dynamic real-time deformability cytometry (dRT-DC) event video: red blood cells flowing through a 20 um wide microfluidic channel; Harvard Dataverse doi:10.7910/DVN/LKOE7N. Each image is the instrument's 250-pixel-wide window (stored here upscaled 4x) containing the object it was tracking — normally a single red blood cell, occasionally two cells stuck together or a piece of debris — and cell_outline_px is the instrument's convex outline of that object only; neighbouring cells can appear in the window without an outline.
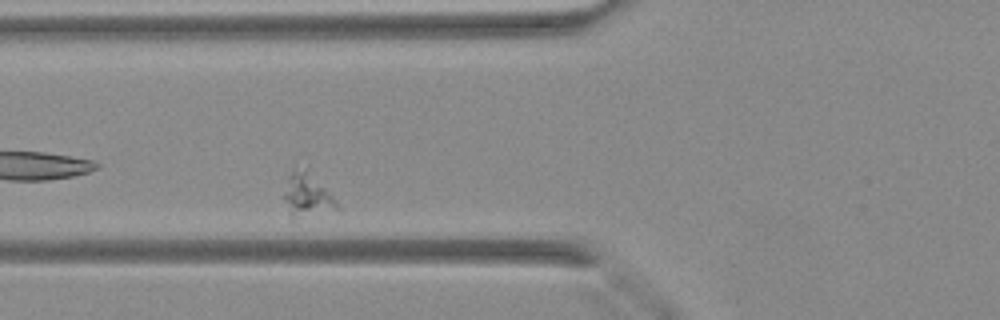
{"species": "Egyptian fruit bat (a non-hibernating species)", "species_latin": "Rousettus aegyptiacus", "temperature_condition": "warm", "stored_images_in_passage": 29, "camera_frame_rate_fps": 3000, "um_per_image_px": 0.085, "animal": {"sex": "female"}, "frame": {"image": 1, "passage_image": 5, "time_ms": 1.333, "image_size_px": [1000, 320], "cell_outline_px": [[340, 212], [292, 216], [288, 212], [284, 200], [284, 196], [288, 176], [292, 172], [304, 172], [328, 192], [332, 196], [340, 208]], "centroid_in_image_um": [26.14, 16.71], "position_along_channel_um": 99.7, "area_um2": 12.2}}
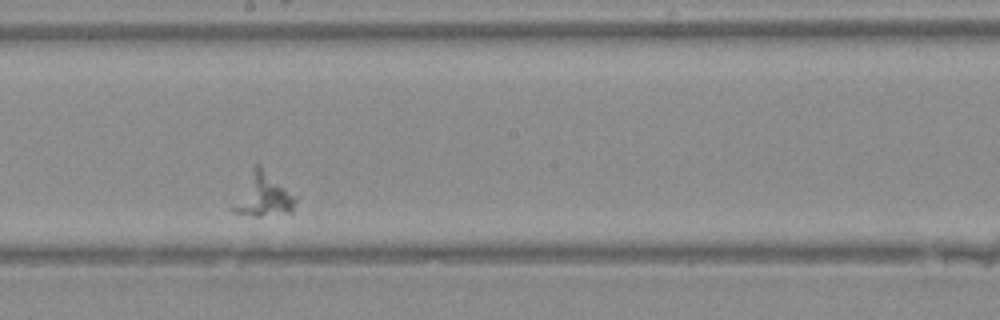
{"frame": {"image": 2, "passage_image": 14, "time_ms": 4.333, "image_size_px": [1000, 320], "cell_outline_px": [[300, 196], [292, 212], [260, 216], [252, 216], [232, 212], [232, 208], [252, 168], [256, 164], [260, 164]], "centroid_in_image_um": [22.49, 16.57], "position_along_channel_um": 225.7, "area_um2": 15.95}}
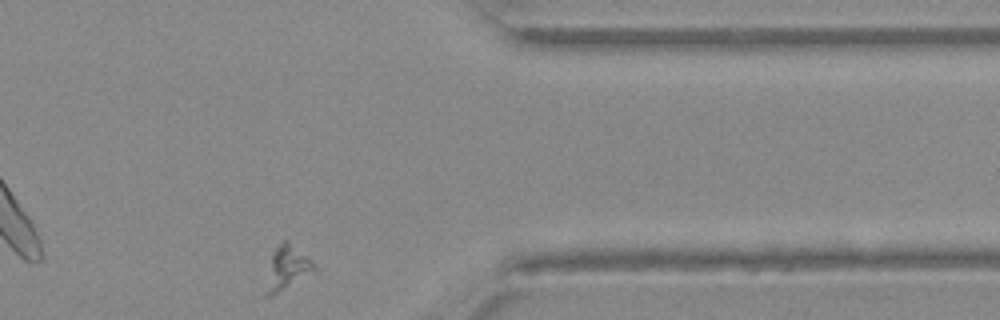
{"frame": {"image": 3, "passage_image": 26, "time_ms": 8.333, "image_size_px": [1000, 320], "cell_outline_px": [[320, 268], [316, 272], [272, 296], [264, 296], [272, 256], [276, 248], [284, 240], [288, 240], [312, 260]], "centroid_in_image_um": [24.48, 22.79], "position_along_channel_um": 386.9, "area_um2": 12.31}}